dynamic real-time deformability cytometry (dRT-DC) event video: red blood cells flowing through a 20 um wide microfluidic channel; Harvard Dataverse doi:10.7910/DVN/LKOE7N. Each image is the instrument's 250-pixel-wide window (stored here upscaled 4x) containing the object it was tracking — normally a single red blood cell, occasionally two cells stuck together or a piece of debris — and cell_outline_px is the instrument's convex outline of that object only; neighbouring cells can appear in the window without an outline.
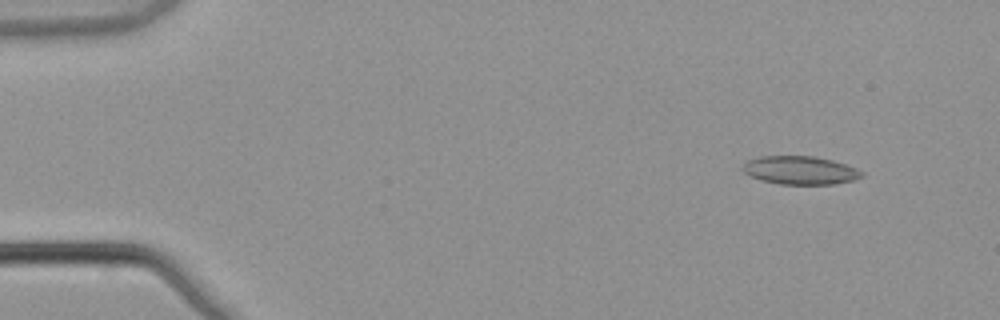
{"species": "common noctule bat (a hibernating species)", "species_latin": "Nyctalus noctula", "temperature_condition": "warm", "stored_images_in_passage": 6, "camera_frame_rate_fps": 3000, "um_per_image_px": 0.085, "animal": {"sex": "male", "body_mass_g": 21.5, "forearm_length_mm": 52.0}, "frame": {"image": 1, "passage_image": 2, "time_ms": 0.333, "image_size_px": [1000, 320], "cell_outline_px": [[864, 176], [852, 180], [832, 184], [780, 184], [760, 180], [744, 172], [740, 168], [748, 160], [760, 156], [816, 156], [832, 160], [856, 168], [864, 172]], "centroid_in_image_um": [68.01, 14.47], "position_along_channel_um": 17.0, "area_um2": 19.59}}
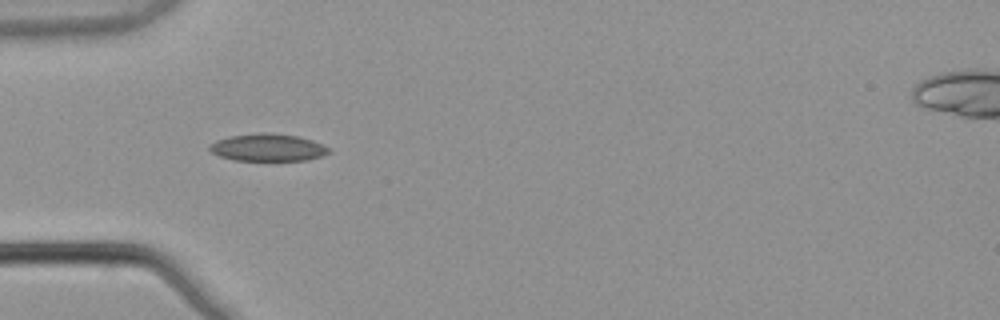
{"frame": {"image": 2, "passage_image": 5, "time_ms": 1.333, "image_size_px": [1000, 320], "cell_outline_px": [[332, 152], [308, 160], [232, 160], [220, 156], [212, 152], [208, 148], [208, 144], [216, 140], [228, 136], [296, 136], [312, 140], [328, 148]], "centroid_in_image_um": [22.74, 12.59], "position_along_channel_um": 62.3, "area_um2": 17.92}}
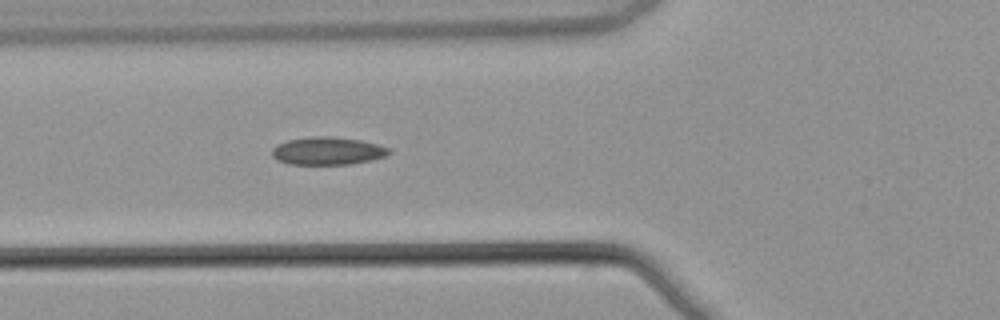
{"frame": {"image": 3, "passage_image": 6, "time_ms": 1.667, "image_size_px": [1000, 320], "cell_outline_px": [[392, 152], [384, 156], [372, 160], [352, 164], [288, 164], [272, 156], [272, 148], [276, 144], [288, 140], [312, 136], [332, 136], [360, 140], [392, 148]], "centroid_in_image_um": [27.87, 12.82], "position_along_channel_um": 97.9, "area_um2": 19.02}}